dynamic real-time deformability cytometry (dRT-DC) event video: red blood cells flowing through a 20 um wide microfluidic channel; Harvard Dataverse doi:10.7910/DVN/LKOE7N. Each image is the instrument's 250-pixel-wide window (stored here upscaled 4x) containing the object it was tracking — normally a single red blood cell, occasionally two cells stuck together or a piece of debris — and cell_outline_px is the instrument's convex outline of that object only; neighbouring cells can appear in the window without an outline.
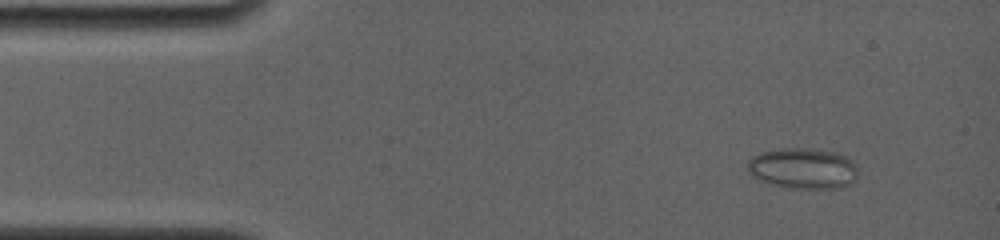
{"species": "common noctule bat (a hibernating species)", "species_latin": "Nyctalus noctula", "temperature_condition": "room temperature", "stored_images_in_passage": 5, "camera_frame_rate_fps": 4000, "um_per_image_px": 0.085, "animal": {"sex": "female", "body_mass_g": 19.0, "forearm_length_mm": 56.7}, "frame": {"image": 1, "passage_image": 2, "time_ms": 0.75, "image_size_px": [1000, 240], "cell_outline_px": [[856, 180], [852, 184], [840, 188], [796, 188], [772, 184], [760, 180], [752, 176], [748, 172], [748, 160], [752, 156], [760, 152], [780, 148], [804, 148], [832, 152], [844, 156], [852, 160], [856, 168]], "centroid_in_image_um": [68.24, 14.31], "position_along_channel_um": 16.8, "area_um2": 26.13}}
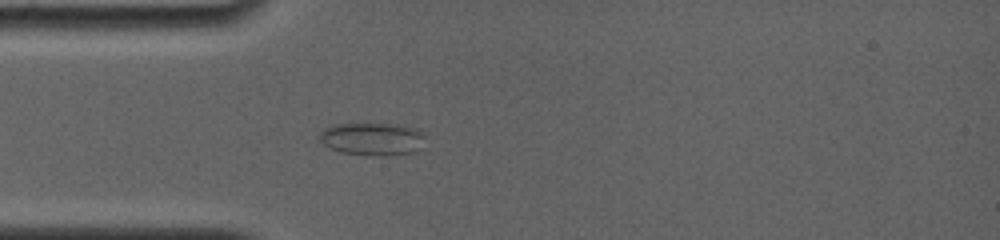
{"frame": {"image": 2, "passage_image": 5, "time_ms": 3.75, "image_size_px": [1000, 240], "cell_outline_px": [[424, 136], [420, 148], [416, 152], [384, 156], [372, 156], [340, 152], [324, 144], [320, 140], [320, 132], [324, 128], [336, 124], [404, 124], [420, 128]], "centroid_in_image_um": [31.7, 11.8], "position_along_channel_um": 53.3, "area_um2": 20.4}}